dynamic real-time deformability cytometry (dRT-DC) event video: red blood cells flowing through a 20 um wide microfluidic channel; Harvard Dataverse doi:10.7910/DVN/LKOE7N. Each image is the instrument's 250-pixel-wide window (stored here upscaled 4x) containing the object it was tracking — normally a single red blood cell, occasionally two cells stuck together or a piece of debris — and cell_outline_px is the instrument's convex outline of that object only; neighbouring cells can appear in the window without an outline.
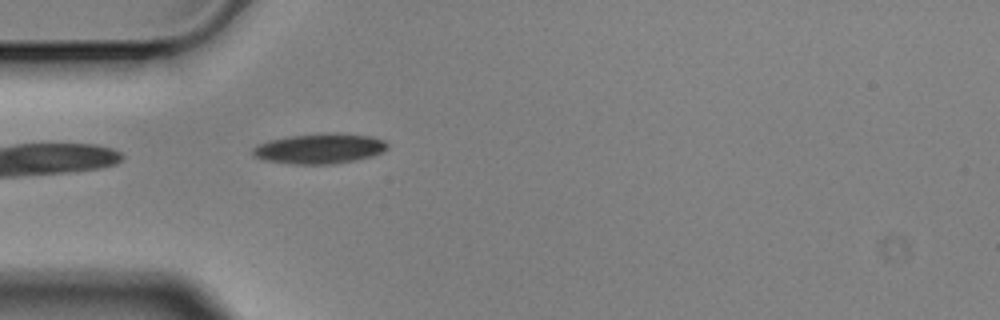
{"species": "Egyptian fruit bat (a non-hibernating species)", "species_latin": "Rousettus aegyptiacus", "temperature_condition": "cold", "stored_images_in_passage": 2, "camera_frame_rate_fps": 3000, "um_per_image_px": 0.085, "animal": {"sex": "male"}, "frame": {"image": 1, "passage_image": 2, "time_ms": 0.333, "image_size_px": [1000, 320], "cell_outline_px": [[388, 148], [384, 152], [372, 156], [356, 160], [336, 164], [296, 164], [264, 160], [252, 156], [252, 148], [268, 140], [288, 136], [320, 132], [336, 132], [372, 136], [384, 140], [388, 144]], "centroid_in_image_um": [27.19, 12.61], "position_along_channel_um": 57.8, "area_um2": 24.16}}